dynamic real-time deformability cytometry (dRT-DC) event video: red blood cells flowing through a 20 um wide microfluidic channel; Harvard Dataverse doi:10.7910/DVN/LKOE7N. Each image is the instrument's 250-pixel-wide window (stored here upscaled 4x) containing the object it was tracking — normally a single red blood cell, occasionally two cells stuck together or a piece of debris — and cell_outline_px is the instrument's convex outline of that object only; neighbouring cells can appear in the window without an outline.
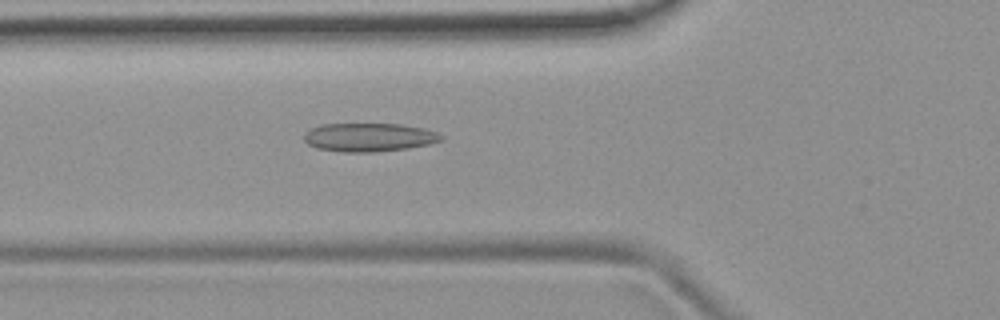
{"species": "common noctule bat (a hibernating species)", "species_latin": "Nyctalus noctula", "temperature_condition": "room temperature", "stored_images_in_passage": 3, "camera_frame_rate_fps": 3000, "um_per_image_px": 0.085, "animal": {"sex": "female", "body_mass_g": 19.9}, "frame": {"image": 1, "passage_image": 3, "time_ms": 0.667, "image_size_px": [1000, 320], "cell_outline_px": [[444, 140], [432, 144], [408, 148], [372, 152], [344, 152], [316, 148], [308, 144], [304, 140], [304, 132], [320, 124], [400, 124], [424, 128], [436, 132], [444, 136]], "centroid_in_image_um": [31.39, 11.67], "position_along_channel_um": 94.4, "area_um2": 22.95}}